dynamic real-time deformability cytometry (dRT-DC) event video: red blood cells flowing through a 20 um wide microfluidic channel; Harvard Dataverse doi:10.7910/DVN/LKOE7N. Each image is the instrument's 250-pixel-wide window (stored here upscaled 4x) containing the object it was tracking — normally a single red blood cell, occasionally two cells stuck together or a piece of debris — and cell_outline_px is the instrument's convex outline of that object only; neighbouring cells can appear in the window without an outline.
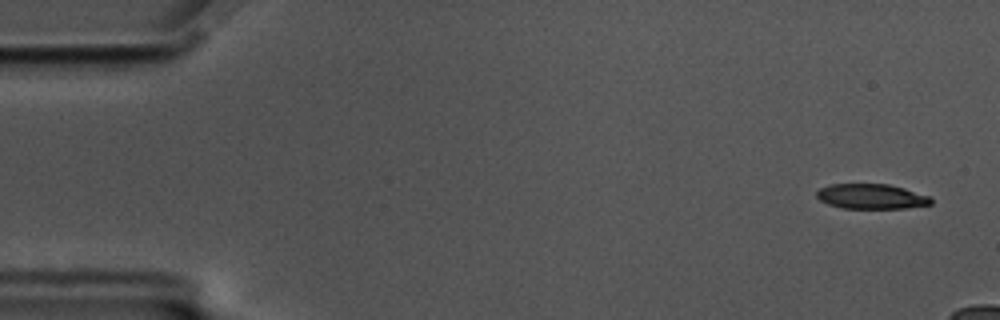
{"species": "common noctule bat (a hibernating species)", "species_latin": "Nyctalus noctula", "temperature_condition": "cold", "stored_images_in_passage": 14, "camera_frame_rate_fps": 3000, "um_per_image_px": 0.085, "animal": {"sex": "male", "body_mass_g": 17.5, "forearm_length_mm": 52.3}, "frame": {"image": 1, "passage_image": 3, "time_ms": 0.667, "image_size_px": [1000, 320], "cell_outline_px": [[932, 204], [904, 208], [840, 208], [828, 204], [820, 200], [816, 196], [816, 192], [820, 188], [832, 184], [888, 184], [904, 188], [932, 196]], "centroid_in_image_um": [74.08, 16.7], "position_along_channel_um": 10.9, "area_um2": 16.7}}